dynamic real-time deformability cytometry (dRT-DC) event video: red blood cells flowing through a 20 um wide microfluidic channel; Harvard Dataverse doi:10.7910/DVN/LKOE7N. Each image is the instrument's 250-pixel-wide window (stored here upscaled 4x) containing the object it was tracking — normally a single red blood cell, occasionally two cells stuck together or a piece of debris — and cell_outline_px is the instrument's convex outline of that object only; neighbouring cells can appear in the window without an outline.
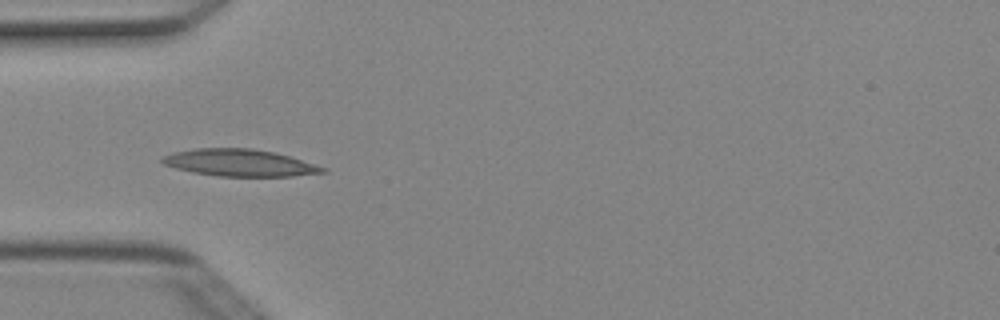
{"species": "Egyptian fruit bat (a non-hibernating species)", "species_latin": "Rousettus aegyptiacus", "temperature_condition": "cold", "stored_images_in_passage": 5, "camera_frame_rate_fps": 3000, "um_per_image_px": 0.085, "animal": {"sex": "female"}, "frame": {"image": 1, "passage_image": 3, "time_ms": 0.667, "image_size_px": [1000, 320], "cell_outline_px": [[328, 172], [292, 176], [216, 176], [192, 172], [176, 168], [164, 164], [160, 160], [160, 156], [172, 152], [196, 148], [252, 148], [272, 152], [288, 156], [328, 168]], "centroid_in_image_um": [20.33, 13.83], "position_along_channel_um": 64.7, "area_um2": 25.26}}
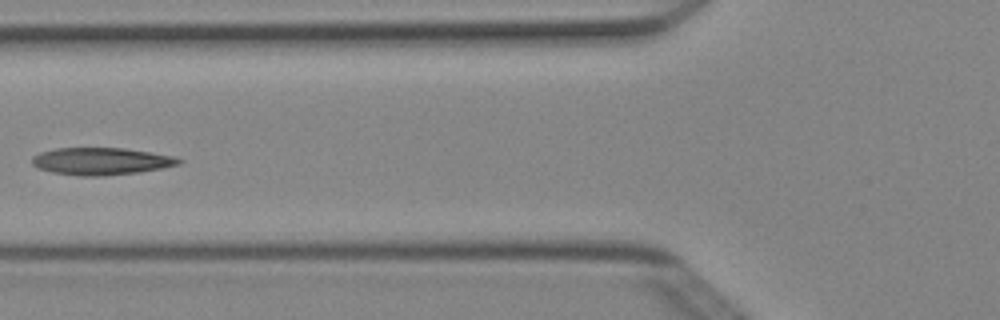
{"frame": {"image": 2, "passage_image": 4, "time_ms": 1.0, "image_size_px": [1000, 320], "cell_outline_px": [[184, 160], [180, 164], [164, 168], [140, 172], [104, 176], [80, 176], [52, 172], [36, 168], [32, 164], [32, 156], [40, 152], [56, 148], [124, 148], [172, 156]], "centroid_in_image_um": [8.58, 13.71], "position_along_channel_um": 117.2, "area_um2": 23.41}}
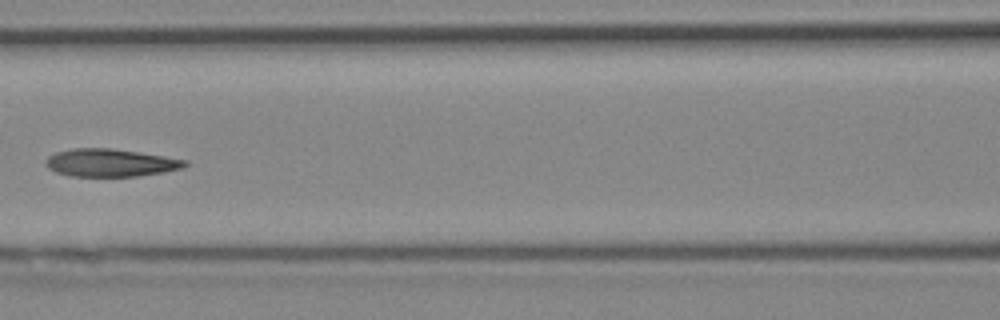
{"frame": {"image": 3, "passage_image": 5, "time_ms": 1.333, "image_size_px": [1000, 320], "cell_outline_px": [[188, 164], [184, 168], [164, 172], [136, 176], [68, 176], [56, 172], [48, 168], [44, 164], [44, 160], [48, 156], [56, 152], [72, 148], [112, 148], [164, 156], [188, 160]], "centroid_in_image_um": [9.37, 13.83], "position_along_channel_um": 157.2, "area_um2": 22.66}}